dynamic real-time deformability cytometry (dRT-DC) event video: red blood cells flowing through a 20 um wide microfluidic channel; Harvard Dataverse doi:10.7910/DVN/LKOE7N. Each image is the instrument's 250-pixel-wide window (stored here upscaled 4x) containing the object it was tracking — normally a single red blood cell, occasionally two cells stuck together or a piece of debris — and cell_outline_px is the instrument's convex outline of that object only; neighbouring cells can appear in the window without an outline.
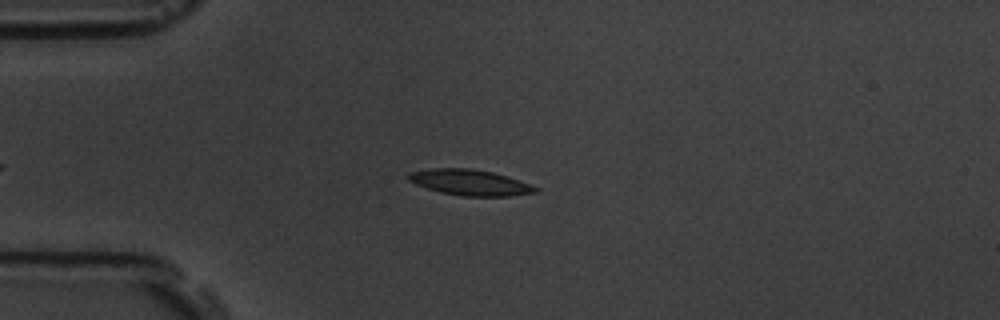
{"species": "common noctule bat (a hibernating species)", "species_latin": "Nyctalus noctula", "temperature_condition": "room temperature", "stored_images_in_passage": 3, "camera_frame_rate_fps": 3000, "um_per_image_px": 0.085, "animal": {"sex": "male", "body_mass_g": 19.5, "forearm_length_mm": 54.6}, "frame": {"image": 1, "passage_image": 2, "time_ms": 1.0, "image_size_px": [1000, 320], "cell_outline_px": [[540, 192], [508, 196], [464, 196], [440, 192], [416, 184], [408, 180], [408, 172], [432, 168], [468, 168], [492, 172], [508, 176], [540, 188]], "centroid_in_image_um": [39.97, 15.51], "position_along_channel_um": 45.0, "area_um2": 19.07}}